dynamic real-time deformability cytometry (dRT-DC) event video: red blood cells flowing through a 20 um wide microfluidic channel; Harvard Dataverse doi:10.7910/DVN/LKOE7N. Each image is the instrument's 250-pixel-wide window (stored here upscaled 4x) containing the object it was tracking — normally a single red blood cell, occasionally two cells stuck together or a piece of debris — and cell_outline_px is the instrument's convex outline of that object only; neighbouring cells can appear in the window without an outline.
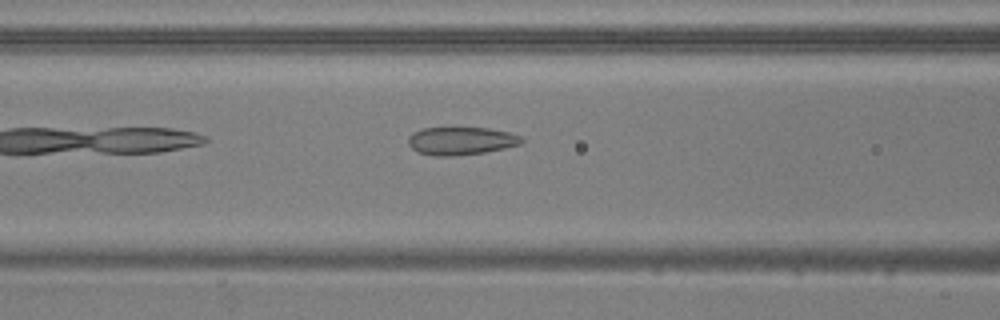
{"species": "common noctule bat (a hibernating species)", "species_latin": "Nyctalus noctula", "temperature_condition": "warm", "stored_images_in_passage": 11, "camera_frame_rate_fps": 3000, "um_per_image_px": 0.085, "animal": {"sex": "male", "body_mass_g": 20.5, "forearm_length_mm": 52.5}, "frame": {"image": 1, "passage_image": 5, "time_ms": 1.333, "image_size_px": [1000, 320], "cell_outline_px": [[524, 140], [520, 144], [504, 148], [484, 152], [452, 156], [432, 156], [416, 152], [408, 144], [408, 136], [412, 132], [424, 128], [488, 128], [508, 132], [520, 136]], "centroid_in_image_um": [39.14, 11.98], "position_along_channel_um": 127.5, "area_um2": 18.44}}